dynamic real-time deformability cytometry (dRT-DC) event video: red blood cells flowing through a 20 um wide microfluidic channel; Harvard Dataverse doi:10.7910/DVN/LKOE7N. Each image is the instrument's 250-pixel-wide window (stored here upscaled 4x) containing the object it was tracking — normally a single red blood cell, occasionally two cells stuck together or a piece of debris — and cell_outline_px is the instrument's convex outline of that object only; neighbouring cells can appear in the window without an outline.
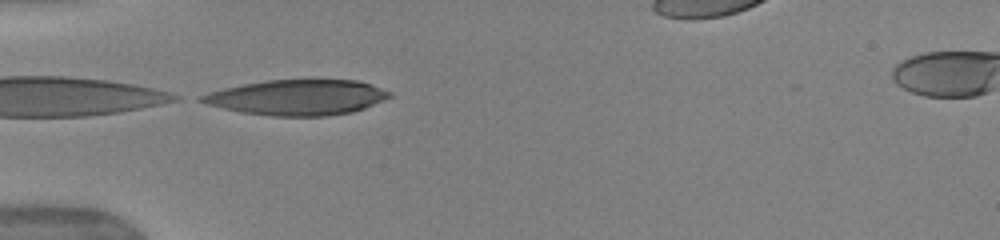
{"species": "human", "species_latin": "Homo sapiens", "temperature_condition": "warm", "stored_images_in_passage": 22, "camera_frame_rate_fps": 3000, "um_per_image_px": 0.085, "donor": {"sex": "female"}, "frame": {"image": 1, "passage_image": 1, "time_ms": 0.0, "image_size_px": [1000, 240], "cell_outline_px": [[392, 96], [384, 100], [364, 108], [352, 112], [328, 116], [272, 116], [240, 112], [208, 104], [196, 100], [196, 96], [208, 92], [224, 88], [264, 80], [356, 80], [392, 92]], "centroid_in_image_um": [25.23, 8.28], "position_along_channel_um": 59.8, "area_um2": 38.73}}